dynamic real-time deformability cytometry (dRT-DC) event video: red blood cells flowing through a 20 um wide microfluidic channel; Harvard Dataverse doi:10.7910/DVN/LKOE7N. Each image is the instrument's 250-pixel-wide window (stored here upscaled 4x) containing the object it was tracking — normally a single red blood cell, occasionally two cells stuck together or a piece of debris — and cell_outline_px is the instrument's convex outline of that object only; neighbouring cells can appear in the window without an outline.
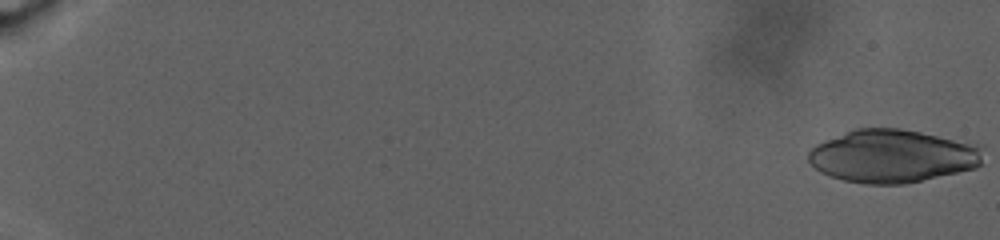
{"species": "human", "species_latin": "Homo sapiens", "temperature_condition": "warm", "stored_images_in_passage": 50, "camera_frame_rate_fps": 3000, "um_per_image_px": 0.085, "donor": {"sex": "male"}, "frame": {"image": 1, "passage_image": 1, "time_ms": 0.0, "image_size_px": [1000, 240], "cell_outline_px": [[984, 144], [980, 164], [976, 168], [904, 184], [864, 184], [844, 180], [820, 172], [808, 160], [808, 152], [816, 144], [856, 128], [900, 128]], "centroid_in_image_um": [75.91, 13.26], "position_along_channel_um": 9.1, "area_um2": 54.1}}
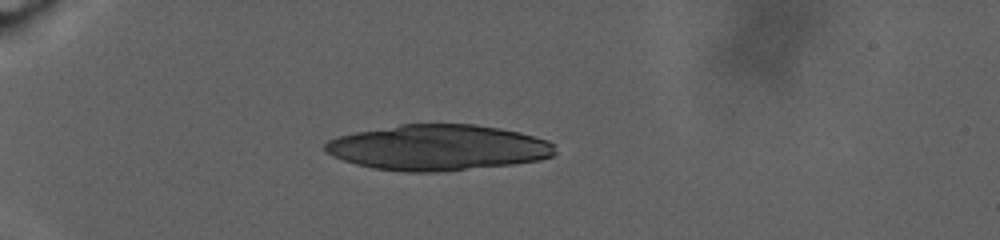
{"frame": {"image": 2, "passage_image": 33, "time_ms": 10.0, "image_size_px": [1000, 240], "cell_outline_px": [[556, 152], [552, 156], [540, 160], [512, 164], [436, 172], [400, 172], [372, 168], [356, 164], [332, 156], [324, 148], [324, 144], [328, 140], [336, 136], [356, 132], [400, 124], [476, 124], [500, 128], [520, 132], [548, 140], [552, 144]], "centroid_in_image_um": [37.21, 12.54], "position_along_channel_um": 47.8, "area_um2": 61.27}}